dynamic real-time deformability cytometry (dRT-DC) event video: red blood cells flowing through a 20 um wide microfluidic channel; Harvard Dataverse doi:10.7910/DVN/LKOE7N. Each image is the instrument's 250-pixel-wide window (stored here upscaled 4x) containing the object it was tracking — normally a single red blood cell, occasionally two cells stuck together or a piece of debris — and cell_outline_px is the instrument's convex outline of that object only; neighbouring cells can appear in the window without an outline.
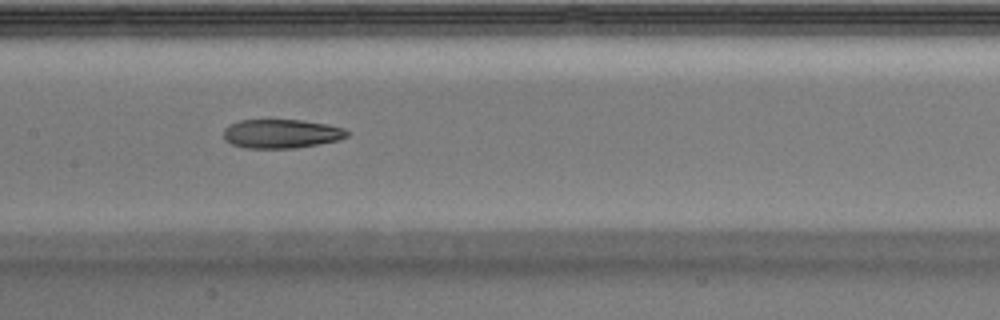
{"species": "Egyptian fruit bat (a non-hibernating species)", "species_latin": "Rousettus aegyptiacus", "temperature_condition": "warm", "stored_images_in_passage": 31, "segment_of_instrument_passage": [1, 2], "camera_frame_rate_fps": 3000, "um_per_image_px": 0.085, "animal": {"sex": "male"}, "frame": {"image": 1, "passage_image": 10, "time_ms": 3.0, "image_size_px": [1000, 320], "cell_outline_px": [[352, 132], [348, 136], [336, 140], [296, 148], [244, 148], [232, 144], [224, 140], [224, 128], [228, 124], [240, 120], [300, 120], [328, 124], [344, 128]], "centroid_in_image_um": [23.9, 11.36], "position_along_channel_um": 183.5, "area_um2": 20.92}}